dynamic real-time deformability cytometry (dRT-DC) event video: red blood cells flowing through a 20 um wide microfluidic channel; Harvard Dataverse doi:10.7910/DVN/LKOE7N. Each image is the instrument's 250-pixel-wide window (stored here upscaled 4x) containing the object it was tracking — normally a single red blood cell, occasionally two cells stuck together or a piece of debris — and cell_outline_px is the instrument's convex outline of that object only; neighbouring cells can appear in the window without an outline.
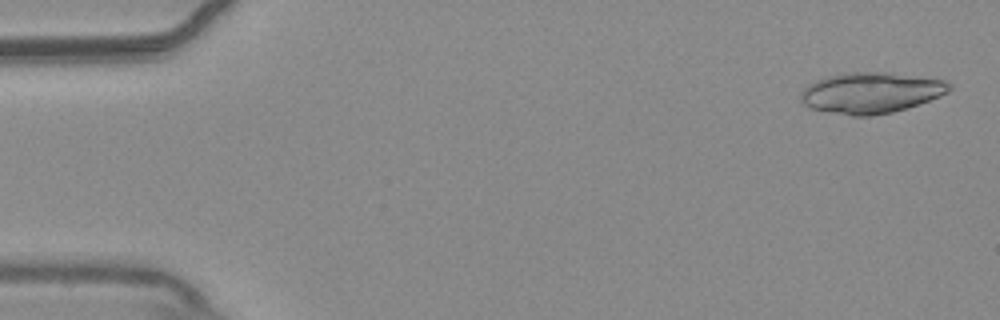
{"species": "common noctule bat (a hibernating species)", "species_latin": "Nyctalus noctula", "temperature_condition": "warm", "stored_images_in_passage": 54, "segment_of_instrument_passage": [1, 2], "camera_frame_rate_fps": 3000, "um_per_image_px": 0.085, "animal": {"sex": "male", "body_mass_g": 20.4}, "frame": {"image": 1, "passage_image": 2, "time_ms": 0.333, "image_size_px": [1000, 320], "cell_outline_px": [[952, 88], [948, 92], [940, 96], [892, 112], [872, 116], [852, 116], [812, 108], [804, 104], [800, 100], [800, 92], [808, 84], [816, 80], [828, 76], [852, 72], [892, 72], [948, 80], [952, 84]], "centroid_in_image_um": [74.06, 7.87], "position_along_channel_um": 10.9, "area_um2": 35.43}}